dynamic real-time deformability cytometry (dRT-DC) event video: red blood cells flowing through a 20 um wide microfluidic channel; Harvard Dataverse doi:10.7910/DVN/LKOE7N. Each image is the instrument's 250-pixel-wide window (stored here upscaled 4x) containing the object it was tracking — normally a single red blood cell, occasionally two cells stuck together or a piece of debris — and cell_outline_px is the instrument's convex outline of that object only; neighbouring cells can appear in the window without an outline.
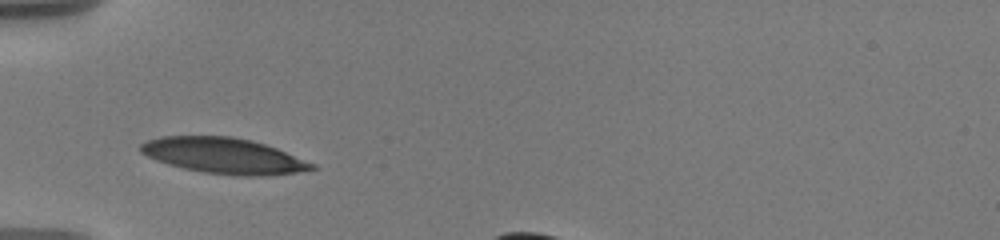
{"species": "human", "species_latin": "Homo sapiens", "temperature_condition": "warm", "stored_images_in_passage": 30, "camera_frame_rate_fps": 3000, "um_per_image_px": 0.085, "donor": {"sex": "male"}, "frame": {"image": 1, "passage_image": 1, "time_ms": 0.0, "image_size_px": [1000, 240], "cell_outline_px": [[316, 168], [296, 172], [256, 176], [240, 176], [204, 172], [184, 168], [168, 164], [156, 160], [140, 152], [140, 144], [148, 140], [160, 136], [232, 136], [252, 140], [276, 148], [316, 164]], "centroid_in_image_um": [19.0, 13.22], "position_along_channel_um": 66.0, "area_um2": 35.37}}
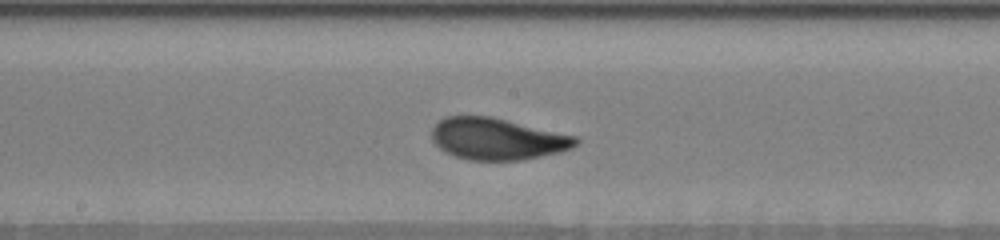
{"frame": {"image": 2, "passage_image": 15, "time_ms": 4.0, "image_size_px": [1000, 240], "cell_outline_px": [[580, 140], [572, 148], [560, 152], [524, 160], [472, 160], [456, 156], [444, 152], [432, 140], [432, 128], [444, 116], [492, 116], [576, 136]], "centroid_in_image_um": [42.28, 11.8], "position_along_channel_um": 205.9, "area_um2": 35.03}}
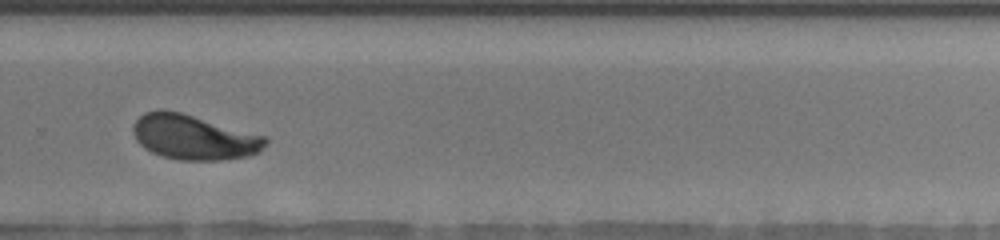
{"frame": {"image": 3, "passage_image": 26, "time_ms": 7.0, "image_size_px": [1000, 240], "cell_outline_px": [[268, 144], [260, 152], [248, 156], [220, 160], [180, 160], [160, 156], [144, 148], [136, 140], [132, 132], [132, 128], [136, 120], [144, 112], [160, 108], [164, 108], [180, 112], [268, 136]], "centroid_in_image_um": [16.49, 11.65], "position_along_channel_um": 313.3, "area_um2": 35.08}}